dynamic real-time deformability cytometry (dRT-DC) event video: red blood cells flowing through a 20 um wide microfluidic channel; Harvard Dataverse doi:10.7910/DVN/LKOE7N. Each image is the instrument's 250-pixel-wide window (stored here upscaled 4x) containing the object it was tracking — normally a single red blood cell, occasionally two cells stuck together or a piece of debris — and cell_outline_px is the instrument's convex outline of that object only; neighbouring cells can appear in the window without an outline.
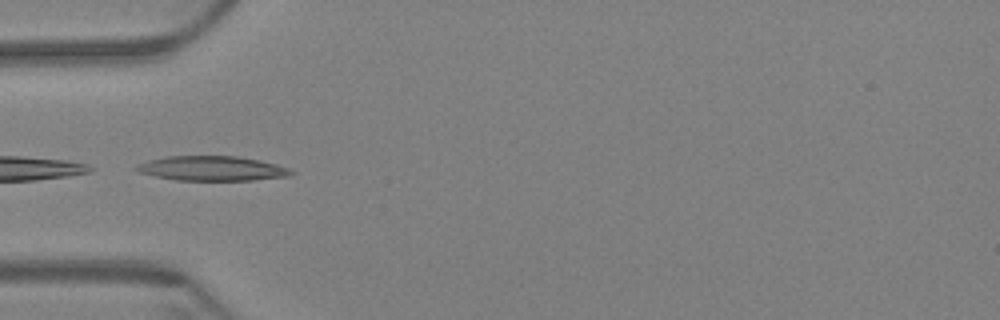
{"species": "Egyptian fruit bat (a non-hibernating species)", "species_latin": "Rousettus aegyptiacus", "temperature_condition": "warm", "stored_images_in_passage": 6, "camera_frame_rate_fps": 3000, "um_per_image_px": 0.085, "animal": {"sex": "female"}, "frame": {"image": 1, "passage_image": 1, "time_ms": 0.0, "image_size_px": [1000, 320], "cell_outline_px": [[296, 172], [288, 176], [252, 180], [176, 180], [156, 176], [140, 172], [132, 168], [136, 164], [148, 160], [164, 156], [236, 156], [276, 164], [288, 168]], "centroid_in_image_um": [17.97, 14.31], "position_along_channel_um": 67.0, "area_um2": 22.14}}